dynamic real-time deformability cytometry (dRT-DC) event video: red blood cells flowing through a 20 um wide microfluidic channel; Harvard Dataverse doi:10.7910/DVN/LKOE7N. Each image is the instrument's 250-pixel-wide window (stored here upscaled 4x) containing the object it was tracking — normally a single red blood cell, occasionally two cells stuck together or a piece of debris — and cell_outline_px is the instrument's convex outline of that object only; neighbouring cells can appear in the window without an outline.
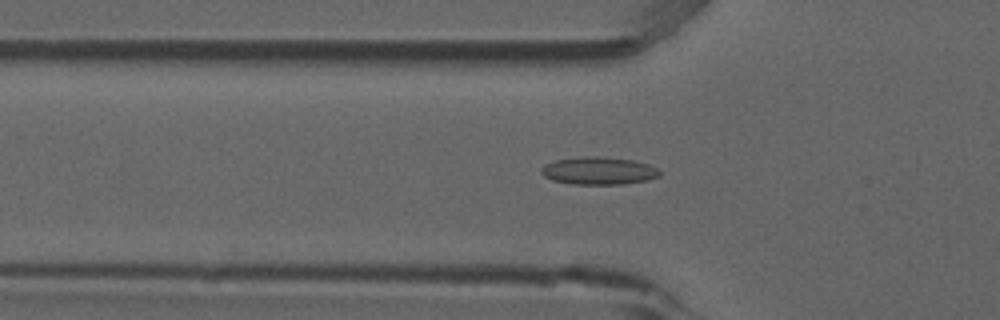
{"species": "common noctule bat (a hibernating species)", "species_latin": "Nyctalus noctula", "temperature_condition": "room temperature", "stored_images_in_passage": 53, "camera_frame_rate_fps": 3000, "um_per_image_px": 0.085, "animal": {"sex": "male", "forearm_length_mm": 52.5}, "frame": {"image": 1, "passage_image": 18, "time_ms": 5.667, "image_size_px": [1000, 320], "cell_outline_px": [[660, 176], [648, 180], [624, 184], [572, 184], [552, 180], [544, 176], [540, 172], [540, 168], [544, 164], [556, 160], [584, 156], [600, 156], [632, 160], [648, 164], [656, 168], [660, 172]], "centroid_in_image_um": [50.87, 14.52], "position_along_channel_um": 74.9, "area_um2": 19.13}}
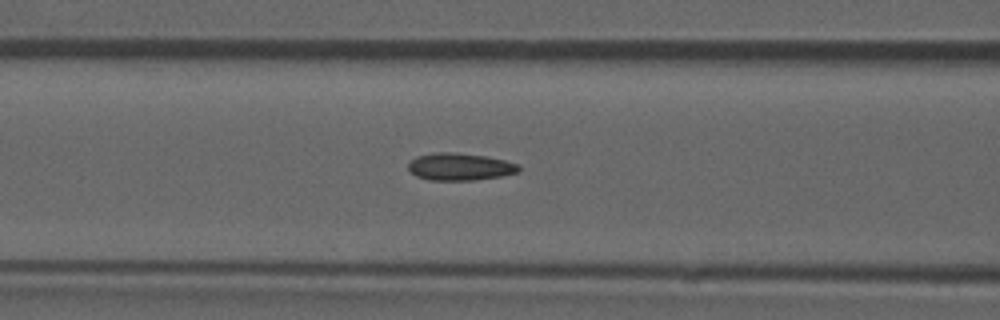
{"frame": {"image": 2, "passage_image": 22, "time_ms": 7.0, "image_size_px": [1000, 320], "cell_outline_px": [[520, 172], [500, 176], [476, 180], [428, 180], [416, 176], [408, 168], [408, 160], [416, 156], [436, 152], [452, 152], [488, 156], [520, 164]], "centroid_in_image_um": [39.09, 14.16], "position_along_channel_um": 127.5, "area_um2": 17.8}}
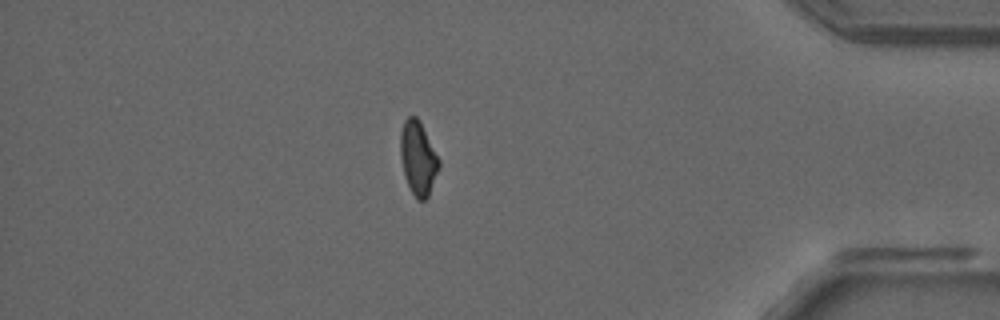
{"frame": {"image": 3, "passage_image": 46, "time_ms": 15.0, "image_size_px": [1000, 320], "cell_outline_px": [[440, 168], [428, 196], [424, 200], [416, 200], [404, 176], [400, 156], [400, 132], [404, 120], [408, 116], [416, 116], [420, 120], [440, 160]], "centroid_in_image_um": [35.54, 13.43], "position_along_channel_um": 399.7, "area_um2": 16.76}, "authors_computed_cell_mechanics": {"area_um2": 17.2244, "velocity_mm_per_s": 3.8933, "shape_relaxation_time_tau1_ms": null, "shape_relaxation_time_tau2_ms": 1.9013, "deformation_change_tau1": null, "deformation_change_tau2": 0.0844}}